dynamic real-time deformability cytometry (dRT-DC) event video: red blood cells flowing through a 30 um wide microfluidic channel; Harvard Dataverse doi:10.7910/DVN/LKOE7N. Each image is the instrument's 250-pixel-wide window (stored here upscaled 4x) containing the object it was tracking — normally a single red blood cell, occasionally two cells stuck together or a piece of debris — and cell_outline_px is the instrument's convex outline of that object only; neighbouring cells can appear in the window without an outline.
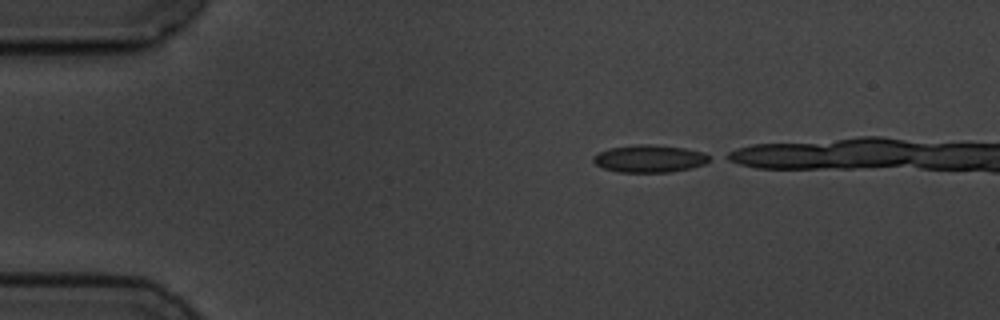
{"species": "common noctule bat (a hibernating species)", "species_latin": "Nyctalus noctula", "temperature_condition": "cold", "stored_images_in_passage": 4, "camera_frame_rate_fps": 3000, "um_per_image_px": 0.085, "animal": {"sex": "male", "body_mass_g": 19.5, "forearm_length_mm": 54.6}, "frame": {"image": 1, "passage_image": 1, "time_ms": 0.0, "image_size_px": [1000, 320], "cell_outline_px": [[712, 160], [704, 164], [692, 168], [668, 172], [620, 172], [604, 168], [596, 164], [592, 160], [592, 156], [596, 152], [608, 148], [636, 144], [656, 144], [684, 148], [704, 152], [712, 156]], "centroid_in_image_um": [55.22, 13.47], "position_along_channel_um": 29.8, "area_um2": 18.9}}